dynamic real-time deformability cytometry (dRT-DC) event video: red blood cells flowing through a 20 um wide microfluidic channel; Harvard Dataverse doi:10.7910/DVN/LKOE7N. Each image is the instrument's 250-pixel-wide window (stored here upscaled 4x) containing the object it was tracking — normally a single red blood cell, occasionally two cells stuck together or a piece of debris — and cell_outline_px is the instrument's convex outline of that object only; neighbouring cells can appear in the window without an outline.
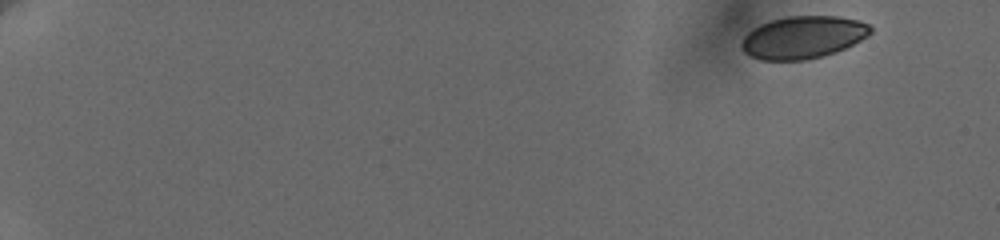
{"species": "human", "species_latin": "Homo sapiens", "temperature_condition": "cold", "stored_images_in_passage": 58, "camera_frame_rate_fps": 3000, "um_per_image_px": 0.085, "donor": {"sex": "female"}, "frame": {"image": 1, "passage_image": 1, "time_ms": 0.0, "image_size_px": [1000, 240], "cell_outline_px": [[872, 32], [868, 36], [836, 52], [808, 60], [760, 60], [744, 52], [740, 44], [744, 36], [748, 32], [760, 24], [772, 20], [788, 16], [840, 16], [860, 20], [868, 24], [872, 28]], "centroid_in_image_um": [68.27, 3.17], "position_along_channel_um": 16.7, "area_um2": 31.96}}
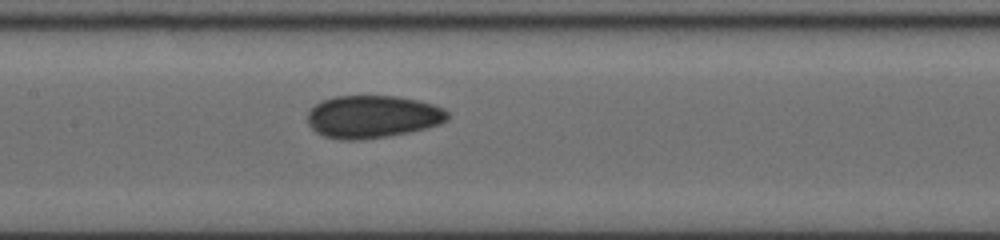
{"frame": {"image": 2, "passage_image": 29, "time_ms": 9.333, "image_size_px": [1000, 240], "cell_outline_px": [[448, 120], [440, 124], [408, 132], [388, 136], [360, 140], [340, 140], [324, 136], [316, 132], [308, 124], [308, 112], [320, 100], [336, 96], [396, 96], [416, 100], [432, 104], [444, 108], [448, 112]], "centroid_in_image_um": [31.65, 9.92], "position_along_channel_um": 175.7, "area_um2": 34.8}}
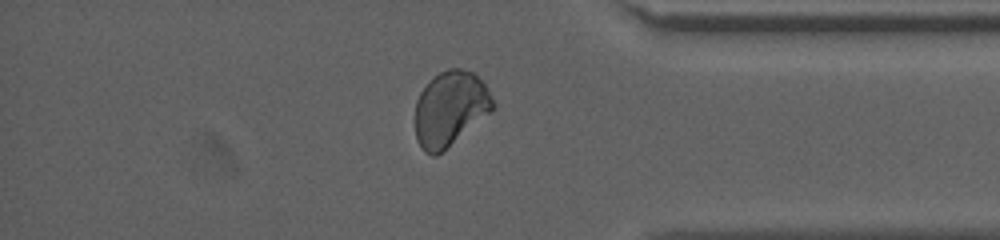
{"frame": {"image": 3, "passage_image": 50, "time_ms": 15.667, "image_size_px": [1000, 240], "cell_outline_px": [[496, 104], [488, 112], [436, 156], [432, 156], [424, 152], [416, 140], [416, 100], [420, 92], [428, 80], [440, 72], [448, 68], [460, 68], [472, 72], [484, 84]], "centroid_in_image_um": [38.21, 9.2], "position_along_channel_um": 397.0, "area_um2": 33.18}, "authors_computed_cell_mechanics": {"area_um2": 33.3506, "velocity_mm_per_s": 3.6475, "shape_relaxation_time_tau1_ms": null, "shape_relaxation_time_tau2_ms": 1.9298, "deformation_change_tau1": null, "deformation_change_tau2": 0.0607}}